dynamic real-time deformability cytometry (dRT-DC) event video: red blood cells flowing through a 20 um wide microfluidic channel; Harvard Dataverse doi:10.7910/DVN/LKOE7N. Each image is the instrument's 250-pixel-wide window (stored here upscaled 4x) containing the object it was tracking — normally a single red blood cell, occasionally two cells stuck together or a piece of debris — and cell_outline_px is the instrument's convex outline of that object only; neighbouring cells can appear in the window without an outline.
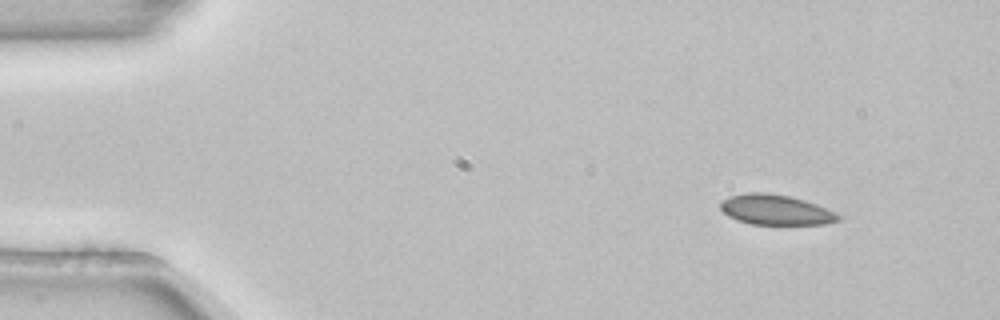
{"species": "common noctule bat (a hibernating species)", "species_latin": "Nyctalus noctula", "temperature_condition": "room temperature", "stored_images_in_passage": 3, "camera_frame_rate_fps": 3000, "um_per_image_px": 0.085, "animal": {"sex": "female", "body_mass_g": 22.7, "forearm_length_mm": 54.2}, "frame": {"image": 1, "passage_image": 1, "time_ms": 0.0, "image_size_px": [1000, 320], "cell_outline_px": [[840, 220], [824, 224], [752, 224], [736, 220], [728, 216], [720, 208], [720, 200], [728, 196], [744, 192], [768, 192], [788, 196], [804, 200], [816, 204], [840, 216]], "centroid_in_image_um": [65.85, 17.82], "position_along_channel_um": 19.2, "area_um2": 20.69}}